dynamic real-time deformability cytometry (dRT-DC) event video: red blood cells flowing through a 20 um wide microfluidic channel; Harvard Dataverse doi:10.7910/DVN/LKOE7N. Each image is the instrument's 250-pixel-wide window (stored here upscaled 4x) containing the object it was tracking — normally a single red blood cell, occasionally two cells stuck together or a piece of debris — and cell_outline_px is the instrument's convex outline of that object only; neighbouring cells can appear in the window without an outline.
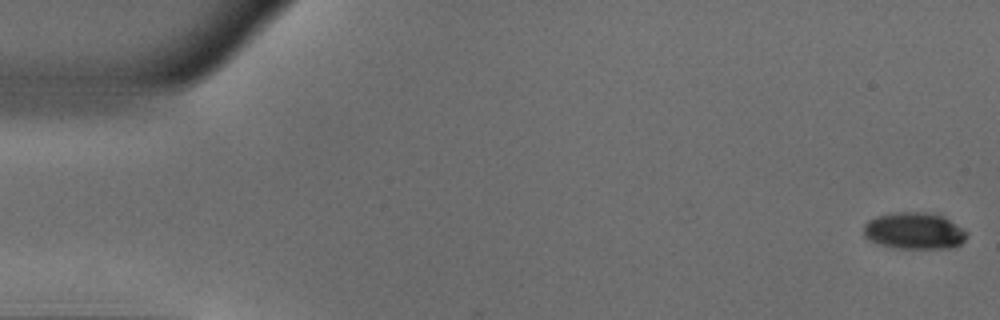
{"species": "common noctule bat (a hibernating species)", "species_latin": "Nyctalus noctula", "temperature_condition": "warm", "stored_images_in_passage": 10, "camera_frame_rate_fps": 3000, "um_per_image_px": 0.085, "animal": {"sex": "male", "body_mass_g": 18.8}, "frame": {"image": 1, "passage_image": 1, "time_ms": 0.0, "image_size_px": [1000, 320], "cell_outline_px": [[968, 232], [964, 240], [960, 244], [952, 248], [892, 248], [868, 240], [864, 236], [864, 224], [868, 220], [876, 216], [900, 212], [924, 212], [944, 216]], "centroid_in_image_um": [77.7, 19.63], "position_along_channel_um": 7.3, "area_um2": 22.08}}